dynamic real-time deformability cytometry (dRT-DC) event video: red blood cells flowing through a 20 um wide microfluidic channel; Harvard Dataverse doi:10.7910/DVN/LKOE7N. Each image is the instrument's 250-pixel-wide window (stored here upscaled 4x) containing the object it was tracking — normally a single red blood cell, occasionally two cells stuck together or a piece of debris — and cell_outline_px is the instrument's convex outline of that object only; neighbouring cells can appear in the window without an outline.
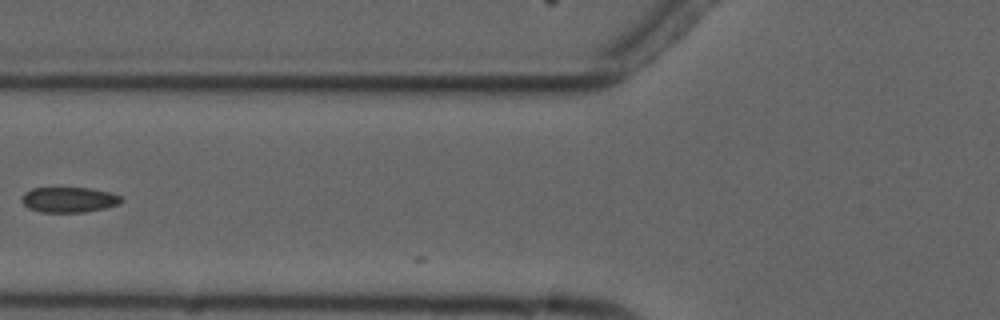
{"species": "common noctule bat (a hibernating species)", "species_latin": "Nyctalus noctula", "temperature_condition": "cold", "stored_images_in_passage": 7, "camera_frame_rate_fps": 3000, "um_per_image_px": 0.085, "animal": {"sex": "male", "forearm_length_mm": 52.5}, "frame": {"image": 1, "passage_image": 7, "time_ms": 7.0, "image_size_px": [1000, 320], "cell_outline_px": [[124, 200], [120, 204], [104, 208], [84, 212], [40, 212], [28, 208], [20, 200], [24, 192], [32, 188], [88, 188], [108, 192], [120, 196]], "centroid_in_image_um": [5.84, 16.98], "position_along_channel_um": 120.0, "area_um2": 14.68}}